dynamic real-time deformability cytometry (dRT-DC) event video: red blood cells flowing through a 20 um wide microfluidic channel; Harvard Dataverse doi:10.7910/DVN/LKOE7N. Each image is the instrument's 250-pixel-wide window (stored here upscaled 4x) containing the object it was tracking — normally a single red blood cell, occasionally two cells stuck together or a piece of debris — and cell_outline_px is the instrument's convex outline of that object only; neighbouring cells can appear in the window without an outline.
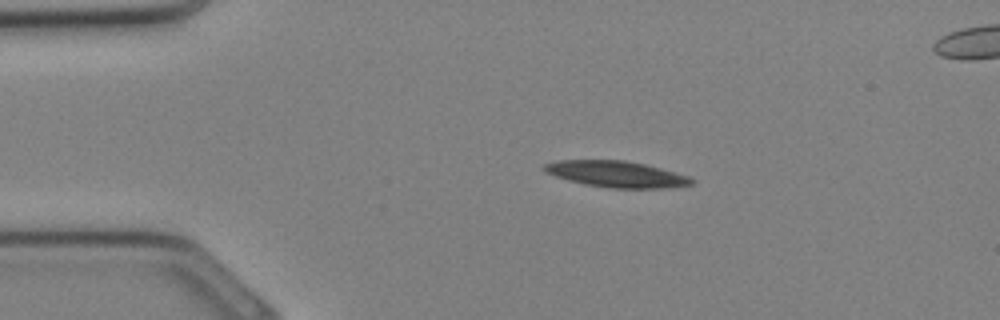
{"species": "Egyptian fruit bat (a non-hibernating species)", "species_latin": "Rousettus aegyptiacus", "temperature_condition": "cold", "stored_images_in_passage": 20, "camera_frame_rate_fps": 3000, "um_per_image_px": 0.085, "animal": {"sex": "female"}, "frame": {"image": 1, "passage_image": 1, "time_ms": 0.0, "image_size_px": [1000, 320], "cell_outline_px": [[696, 180], [692, 184], [668, 188], [612, 188], [584, 184], [568, 180], [544, 172], [540, 168], [544, 164], [556, 160], [624, 160], [644, 164], [660, 168], [688, 176]], "centroid_in_image_um": [52.36, 14.8], "position_along_channel_um": 32.6, "area_um2": 22.54}}
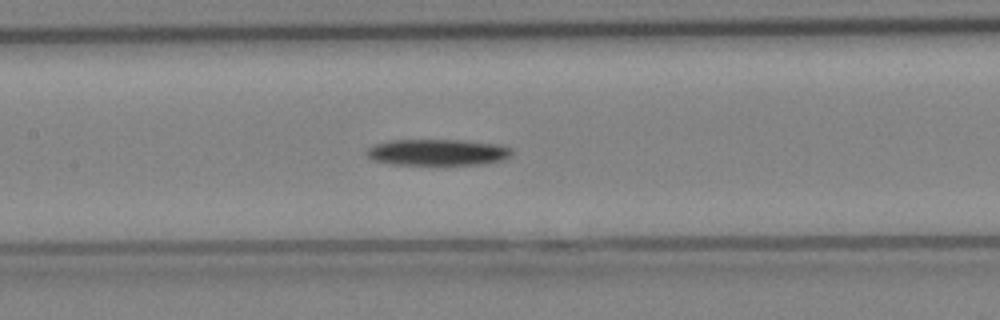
{"frame": {"image": 2, "passage_image": 10, "time_ms": 3.0, "image_size_px": [1000, 320], "cell_outline_px": [[512, 152], [508, 156], [500, 160], [484, 164], [444, 168], [392, 164], [372, 160], [368, 156], [368, 148], [372, 144], [388, 140], [464, 140], [504, 144], [512, 148]], "centroid_in_image_um": [37.21, 12.99], "position_along_channel_um": 170.2, "area_um2": 23.64}}
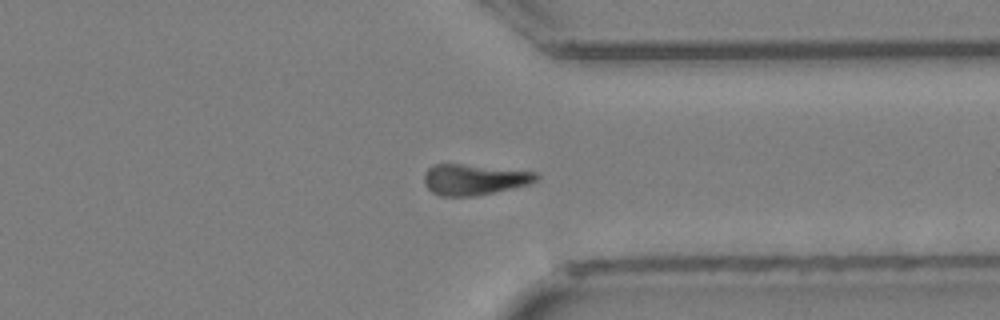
{"frame": {"image": 3, "passage_image": 20, "time_ms": 6.333, "image_size_px": [1000, 320], "cell_outline_px": [[540, 176], [536, 180], [528, 184], [512, 188], [472, 196], [440, 196], [432, 192], [424, 184], [424, 176], [428, 168], [432, 164], [460, 164], [536, 172]], "centroid_in_image_um": [40.26, 15.26], "position_along_channel_um": 371.1, "area_um2": 19.83}}